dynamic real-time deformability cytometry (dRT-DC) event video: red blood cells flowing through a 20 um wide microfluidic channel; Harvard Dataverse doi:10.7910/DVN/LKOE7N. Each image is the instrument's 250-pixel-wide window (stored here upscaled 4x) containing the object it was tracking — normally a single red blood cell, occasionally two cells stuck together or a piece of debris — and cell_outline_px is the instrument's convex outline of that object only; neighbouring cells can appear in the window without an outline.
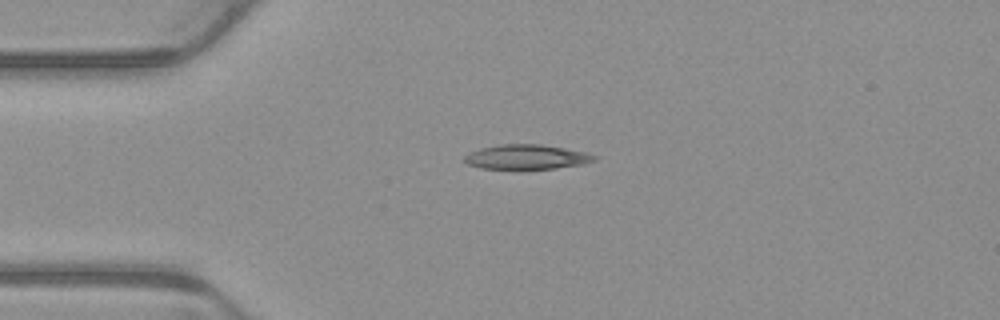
{"species": "common noctule bat (a hibernating species)", "species_latin": "Nyctalus noctula", "temperature_condition": "warm", "stored_images_in_passage": 5, "camera_frame_rate_fps": 3000, "um_per_image_px": 0.085, "animal": {"sex": "male", "body_mass_g": 23.1, "forearm_length_mm": 52.7}, "frame": {"image": 1, "passage_image": 1, "time_ms": 0.0, "image_size_px": [1000, 320], "cell_outline_px": [[596, 160], [584, 164], [556, 168], [480, 168], [468, 164], [464, 160], [464, 156], [468, 152], [480, 148], [500, 144], [540, 144], [564, 148], [584, 152], [596, 156]], "centroid_in_image_um": [44.73, 13.33], "position_along_channel_um": 40.3, "area_um2": 18.44}}
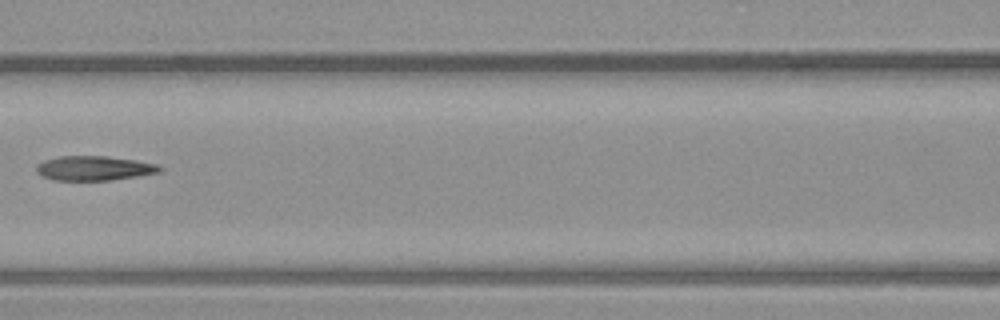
{"frame": {"image": 2, "passage_image": 4, "time_ms": 1.0, "image_size_px": [1000, 320], "cell_outline_px": [[164, 168], [160, 172], [136, 176], [108, 180], [52, 180], [36, 172], [36, 164], [44, 160], [60, 156], [108, 156], [136, 160], [156, 164]], "centroid_in_image_um": [7.98, 14.29], "position_along_channel_um": 158.6, "area_um2": 17.57}}
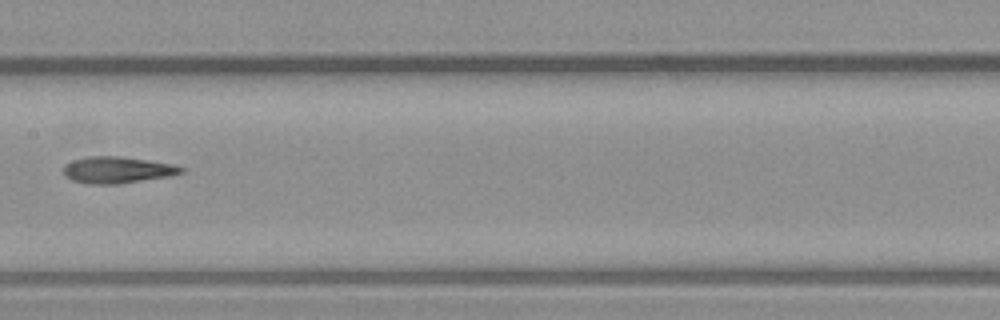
{"frame": {"image": 3, "passage_image": 5, "time_ms": 1.333, "image_size_px": [1000, 320], "cell_outline_px": [[188, 168], [184, 172], [168, 176], [116, 184], [88, 184], [72, 180], [64, 176], [64, 164], [72, 160], [88, 156], [120, 156], [176, 164]], "centroid_in_image_um": [9.99, 14.43], "position_along_channel_um": 197.4, "area_um2": 18.38}}